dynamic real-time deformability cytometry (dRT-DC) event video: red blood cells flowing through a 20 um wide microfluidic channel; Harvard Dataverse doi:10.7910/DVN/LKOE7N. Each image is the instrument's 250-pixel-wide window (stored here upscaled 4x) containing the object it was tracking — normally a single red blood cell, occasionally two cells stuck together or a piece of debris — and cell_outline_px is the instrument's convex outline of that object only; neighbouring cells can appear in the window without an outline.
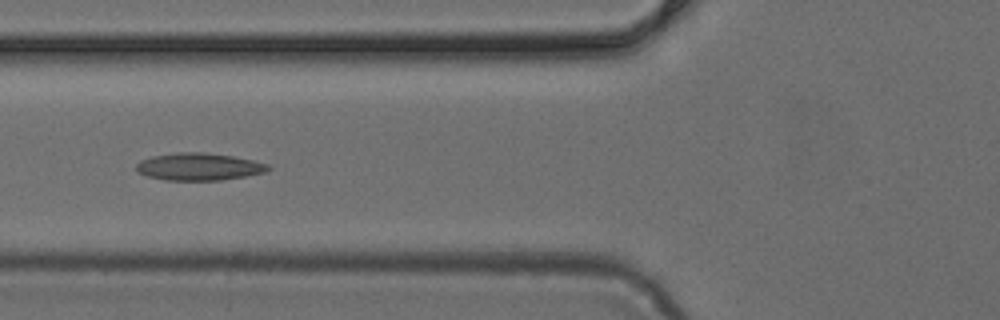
{"species": "common noctule bat (a hibernating species)", "species_latin": "Nyctalus noctula", "temperature_condition": "cold", "stored_images_in_passage": 5, "camera_frame_rate_fps": 3000, "um_per_image_px": 0.085, "animal": {"sex": "female", "body_mass_g": 24.6, "forearm_length_mm": 56.2}, "frame": {"image": 1, "passage_image": 5, "time_ms": 1.333, "image_size_px": [1000, 320], "cell_outline_px": [[272, 168], [268, 172], [220, 180], [164, 180], [148, 176], [136, 172], [136, 164], [140, 160], [152, 156], [180, 152], [204, 152], [232, 156], [252, 160], [268, 164]], "centroid_in_image_um": [16.9, 14.17], "position_along_channel_um": 108.9, "area_um2": 21.04}}